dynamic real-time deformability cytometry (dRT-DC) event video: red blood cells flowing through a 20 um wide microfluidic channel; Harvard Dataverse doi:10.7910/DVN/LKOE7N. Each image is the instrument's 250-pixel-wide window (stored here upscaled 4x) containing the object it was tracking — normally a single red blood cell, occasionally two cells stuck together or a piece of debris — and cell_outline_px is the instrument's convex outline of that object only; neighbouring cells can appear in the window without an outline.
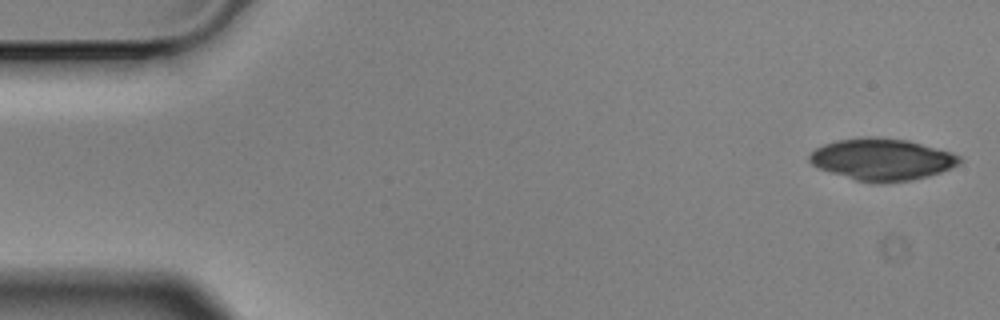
{"species": "Egyptian fruit bat (a non-hibernating species)", "species_latin": "Rousettus aegyptiacus", "temperature_condition": "cold", "stored_images_in_passage": 55, "camera_frame_rate_fps": 3000, "um_per_image_px": 0.085, "animal": {"sex": "male"}, "frame": {"image": 1, "passage_image": 1, "time_ms": 0.0, "image_size_px": [1000, 320], "cell_outline_px": [[964, 160], [960, 164], [952, 168], [928, 176], [912, 180], [880, 184], [876, 184], [856, 180], [816, 168], [808, 160], [808, 156], [816, 148], [824, 144], [836, 140], [864, 136], [876, 136], [908, 140], [952, 152], [960, 156]], "centroid_in_image_um": [74.97, 13.55], "position_along_channel_um": 10.0, "area_um2": 37.11}}